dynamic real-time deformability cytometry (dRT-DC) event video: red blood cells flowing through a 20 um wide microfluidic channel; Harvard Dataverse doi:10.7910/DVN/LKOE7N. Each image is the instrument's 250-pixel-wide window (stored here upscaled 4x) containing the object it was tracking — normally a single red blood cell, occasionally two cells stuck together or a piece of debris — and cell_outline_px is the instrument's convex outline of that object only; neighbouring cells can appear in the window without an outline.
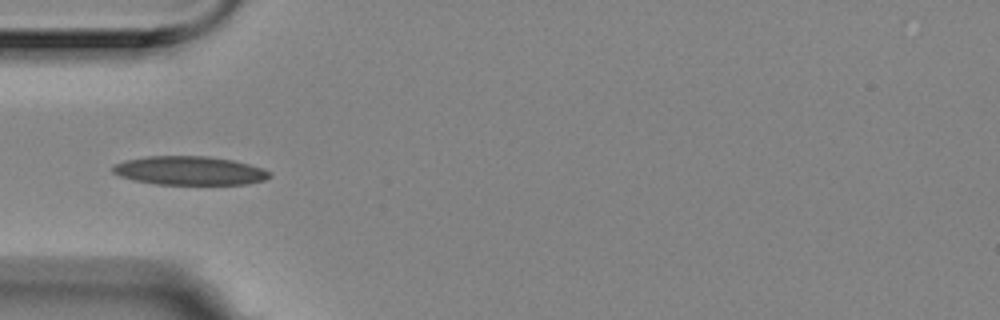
{"species": "Egyptian fruit bat (a non-hibernating species)", "species_latin": "Rousettus aegyptiacus", "temperature_condition": "room temperature", "stored_images_in_passage": 3, "camera_frame_rate_fps": 3000, "um_per_image_px": 0.085, "animal": {"sex": "female"}, "frame": {"image": 1, "passage_image": 3, "time_ms": 0.667, "image_size_px": [1000, 320], "cell_outline_px": [[272, 176], [264, 180], [248, 184], [156, 184], [132, 180], [120, 176], [112, 172], [112, 164], [124, 160], [148, 156], [208, 156], [232, 160], [248, 164], [272, 172]], "centroid_in_image_um": [16.08, 14.5], "position_along_channel_um": 68.9, "area_um2": 26.36}}